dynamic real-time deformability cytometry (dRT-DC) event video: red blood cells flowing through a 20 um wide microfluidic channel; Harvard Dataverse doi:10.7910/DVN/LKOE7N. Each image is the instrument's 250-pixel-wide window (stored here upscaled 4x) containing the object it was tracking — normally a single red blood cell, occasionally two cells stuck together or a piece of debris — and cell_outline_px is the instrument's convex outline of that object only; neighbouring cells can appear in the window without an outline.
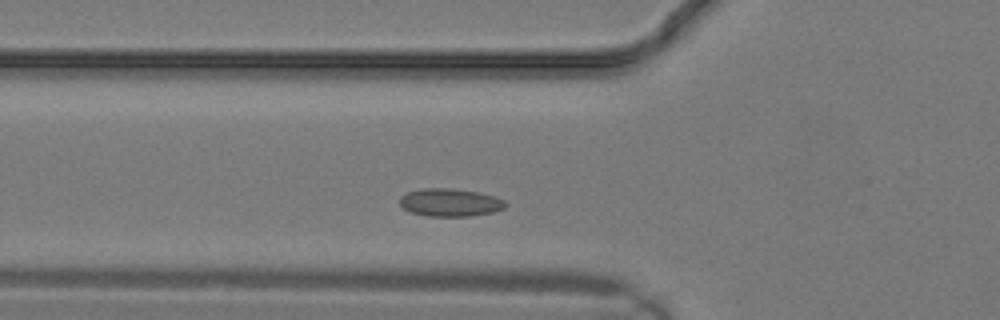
{"species": "common noctule bat (a hibernating species)", "species_latin": "Nyctalus noctula", "temperature_condition": "warm", "stored_images_in_passage": 6, "camera_frame_rate_fps": 3000, "um_per_image_px": 0.085, "animal": {"sex": "male", "body_mass_g": 19.2, "forearm_length_mm": 51.8}, "frame": {"image": 1, "passage_image": 4, "time_ms": 1.0, "image_size_px": [1000, 320], "cell_outline_px": [[508, 204], [504, 208], [496, 212], [468, 216], [428, 216], [412, 212], [404, 208], [400, 204], [400, 196], [408, 192], [420, 188], [452, 188], [476, 192], [496, 196], [504, 200]], "centroid_in_image_um": [38.29, 17.2], "position_along_channel_um": 87.5, "area_um2": 17.22}}
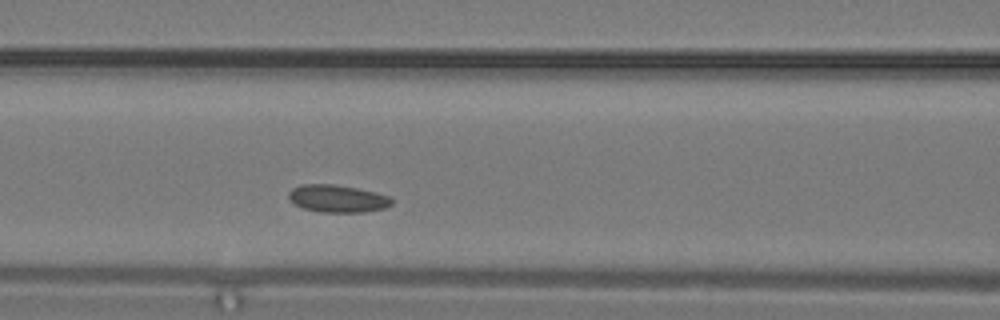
{"frame": {"image": 2, "passage_image": 6, "time_ms": 1.667, "image_size_px": [1000, 320], "cell_outline_px": [[392, 204], [384, 208], [364, 212], [320, 212], [304, 208], [296, 204], [288, 196], [288, 192], [292, 188], [300, 184], [332, 184], [356, 188], [376, 192], [388, 196], [392, 200]], "centroid_in_image_um": [28.68, 16.87], "position_along_channel_um": 137.9, "area_um2": 16.36}}